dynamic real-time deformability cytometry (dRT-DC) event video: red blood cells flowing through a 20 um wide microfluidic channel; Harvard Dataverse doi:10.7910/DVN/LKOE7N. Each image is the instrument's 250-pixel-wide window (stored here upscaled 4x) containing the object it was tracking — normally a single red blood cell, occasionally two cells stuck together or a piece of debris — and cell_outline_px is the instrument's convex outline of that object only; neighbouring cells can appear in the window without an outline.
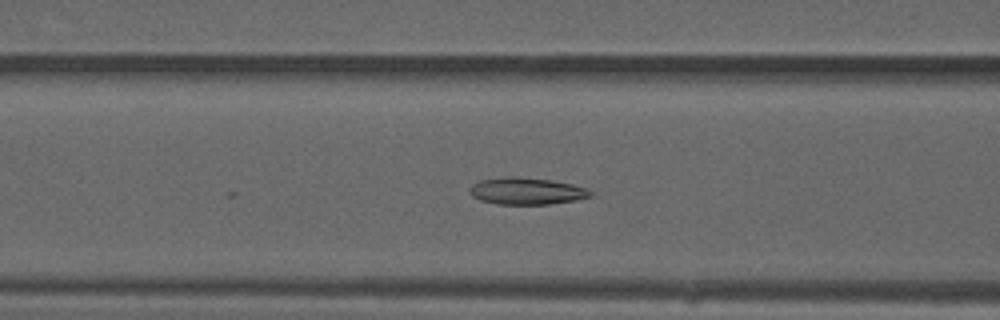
{"species": "common noctule bat (a hibernating species)", "species_latin": "Nyctalus noctula", "temperature_condition": "warm", "stored_images_in_passage": 25, "camera_frame_rate_fps": 3000, "um_per_image_px": 0.085, "animal": {"sex": "male", "forearm_length_mm": 52.5}, "frame": {"image": 1, "passage_image": 21, "time_ms": 6.667, "image_size_px": [1000, 320], "cell_outline_px": [[592, 196], [576, 200], [548, 204], [496, 204], [480, 200], [472, 196], [468, 192], [468, 188], [472, 184], [480, 180], [504, 176], [512, 176], [548, 180], [572, 184], [584, 188], [592, 192]], "centroid_in_image_um": [44.69, 16.24], "position_along_channel_um": 121.9, "area_um2": 18.9}}
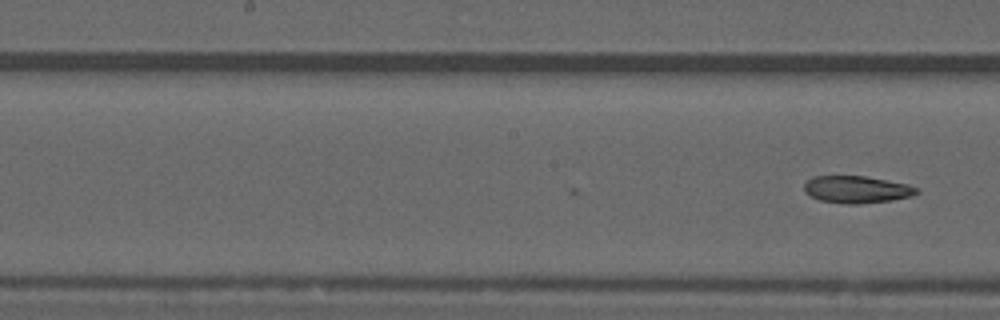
{"frame": {"image": 2, "passage_image": 25, "time_ms": 8.0, "image_size_px": [1000, 320], "cell_outline_px": [[920, 192], [912, 196], [888, 200], [856, 204], [844, 204], [820, 200], [804, 192], [804, 184], [812, 176], [864, 176], [908, 184], [920, 188]], "centroid_in_image_um": [72.83, 16.1], "position_along_channel_um": 175.4, "area_um2": 17.74}}